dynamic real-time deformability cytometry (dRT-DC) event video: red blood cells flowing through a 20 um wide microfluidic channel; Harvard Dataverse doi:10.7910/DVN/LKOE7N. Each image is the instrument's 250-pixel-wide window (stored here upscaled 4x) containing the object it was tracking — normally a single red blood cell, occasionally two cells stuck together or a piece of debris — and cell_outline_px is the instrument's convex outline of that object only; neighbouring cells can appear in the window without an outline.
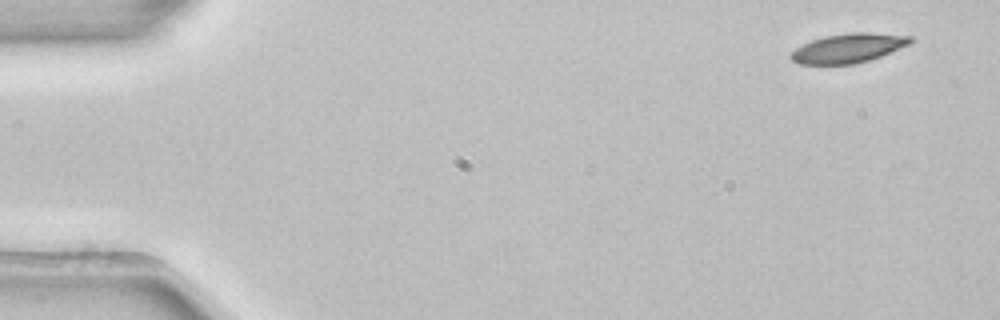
{"species": "common noctule bat (a hibernating species)", "species_latin": "Nyctalus noctula", "temperature_condition": "room temperature", "stored_images_in_passage": 7, "camera_frame_rate_fps": 3000, "um_per_image_px": 0.085, "animal": {"sex": "female", "body_mass_g": 22.7, "forearm_length_mm": 54.2}, "frame": {"image": 1, "passage_image": 1, "time_ms": 0.0, "image_size_px": [1000, 320], "cell_outline_px": [[916, 40], [912, 44], [880, 56], [856, 64], [800, 64], [792, 60], [788, 56], [796, 48], [812, 40], [824, 36], [852, 32], [868, 32], [912, 36]], "centroid_in_image_um": [72.16, 4.08], "position_along_channel_um": 12.8, "area_um2": 20.46}}
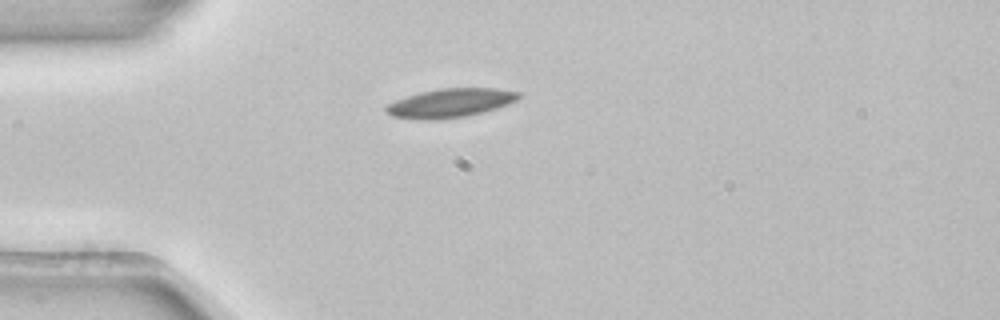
{"frame": {"image": 2, "passage_image": 4, "time_ms": 1.0, "image_size_px": [1000, 320], "cell_outline_px": [[524, 92], [516, 100], [508, 104], [484, 112], [468, 116], [436, 120], [416, 120], [392, 116], [384, 112], [384, 108], [388, 104], [396, 100], [408, 96], [440, 88], [496, 88]], "centroid_in_image_um": [38.29, 8.77], "position_along_channel_um": 46.7, "area_um2": 22.48}}